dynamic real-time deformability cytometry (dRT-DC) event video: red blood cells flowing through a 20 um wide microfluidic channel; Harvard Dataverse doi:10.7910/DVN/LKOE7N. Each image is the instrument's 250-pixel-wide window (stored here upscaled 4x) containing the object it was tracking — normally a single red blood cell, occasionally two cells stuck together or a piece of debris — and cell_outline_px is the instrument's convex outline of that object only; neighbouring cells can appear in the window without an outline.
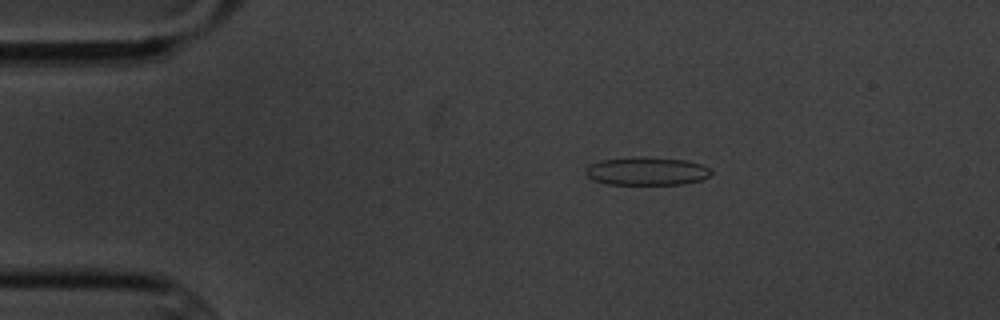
{"species": "common noctule bat (a hibernating species)", "species_latin": "Nyctalus noctula", "temperature_condition": "cold", "stored_images_in_passage": 8, "camera_frame_rate_fps": 3000, "um_per_image_px": 0.085, "animal": {"sex": "male", "body_mass_g": 20.1, "forearm_length_mm": 53.5}, "frame": {"image": 1, "passage_image": 3, "time_ms": 2.333, "image_size_px": [1000, 320], "cell_outline_px": [[712, 172], [708, 176], [700, 180], [684, 184], [608, 184], [592, 180], [584, 172], [584, 168], [588, 164], [600, 160], [632, 156], [644, 156], [688, 160], [704, 164], [712, 168]], "centroid_in_image_um": [54.96, 14.52], "position_along_channel_um": 30.0, "area_um2": 21.15}}
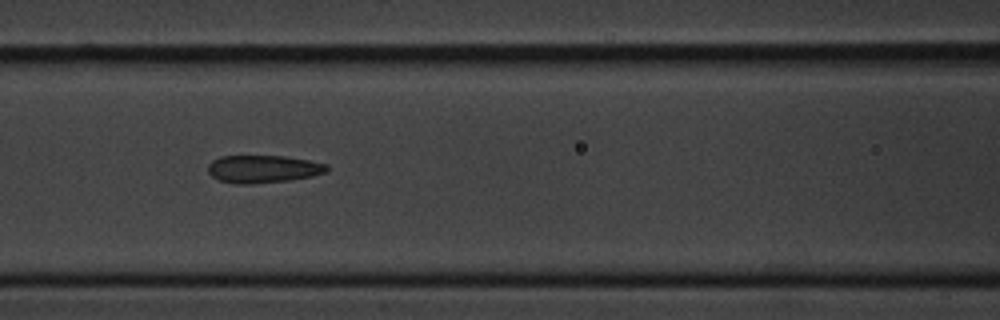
{"frame": {"image": 2, "passage_image": 7, "time_ms": 7.0, "image_size_px": [1000, 320], "cell_outline_px": [[328, 172], [312, 176], [288, 180], [252, 184], [236, 184], [220, 180], [212, 176], [208, 172], [208, 164], [212, 160], [220, 156], [284, 156], [308, 160], [328, 164]], "centroid_in_image_um": [22.36, 14.36], "position_along_channel_um": 144.2, "area_um2": 19.19}}
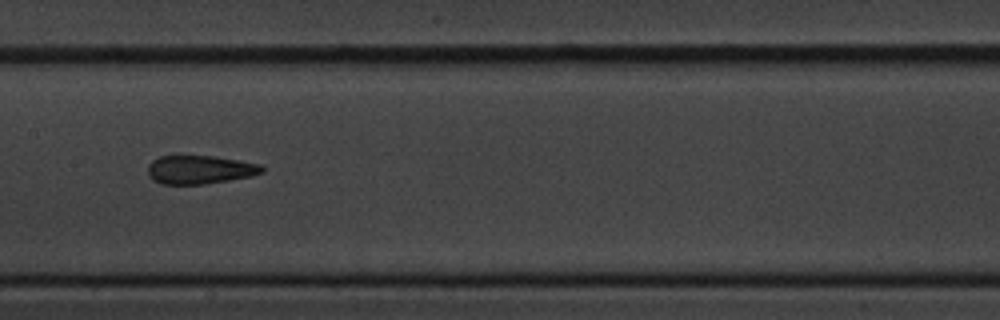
{"frame": {"image": 3, "passage_image": 8, "time_ms": 8.333, "image_size_px": [1000, 320], "cell_outline_px": [[264, 172], [252, 176], [204, 184], [160, 184], [152, 180], [148, 176], [148, 164], [152, 160], [160, 156], [212, 156], [260, 164], [264, 168]], "centroid_in_image_um": [16.95, 14.43], "position_along_channel_um": 190.4, "area_um2": 18.96}}